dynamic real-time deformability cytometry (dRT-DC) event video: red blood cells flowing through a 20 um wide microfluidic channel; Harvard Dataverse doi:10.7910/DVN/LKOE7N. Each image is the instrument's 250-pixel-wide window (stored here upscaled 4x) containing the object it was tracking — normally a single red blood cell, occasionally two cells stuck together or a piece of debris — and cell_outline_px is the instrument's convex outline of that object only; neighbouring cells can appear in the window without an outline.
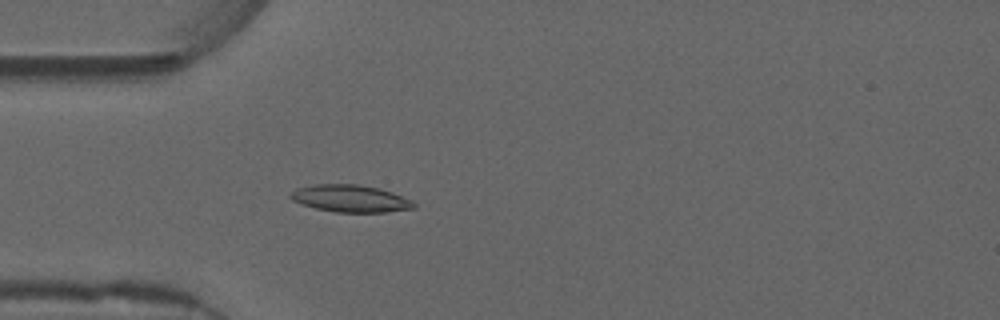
{"species": "common noctule bat (a hibernating species)", "species_latin": "Nyctalus noctula", "temperature_condition": "warm", "stored_images_in_passage": 55, "camera_frame_rate_fps": 3000, "um_per_image_px": 0.085, "animal": {"sex": "male", "forearm_length_mm": 52.5}, "frame": {"image": 1, "passage_image": 16, "time_ms": 5.0, "image_size_px": [1000, 320], "cell_outline_px": [[416, 208], [384, 212], [336, 212], [316, 208], [300, 204], [292, 200], [288, 196], [296, 188], [316, 184], [356, 184], [380, 188], [392, 192], [412, 200], [416, 204]], "centroid_in_image_um": [29.79, 16.87], "position_along_channel_um": 55.2, "area_um2": 19.59}}
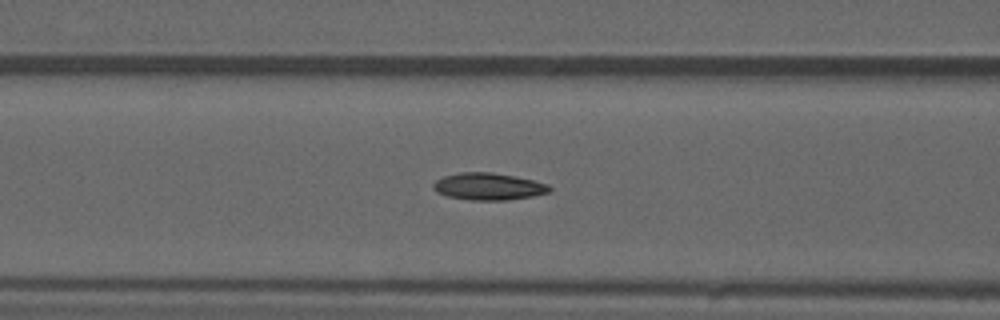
{"frame": {"image": 2, "passage_image": 22, "time_ms": 7.0, "image_size_px": [1000, 320], "cell_outline_px": [[552, 188], [548, 192], [532, 196], [508, 200], [468, 200], [448, 196], [436, 192], [432, 188], [432, 184], [436, 180], [444, 176], [460, 172], [492, 172], [532, 180], [548, 184]], "centroid_in_image_um": [41.48, 15.85], "position_along_channel_um": 125.1, "area_um2": 18.26}}
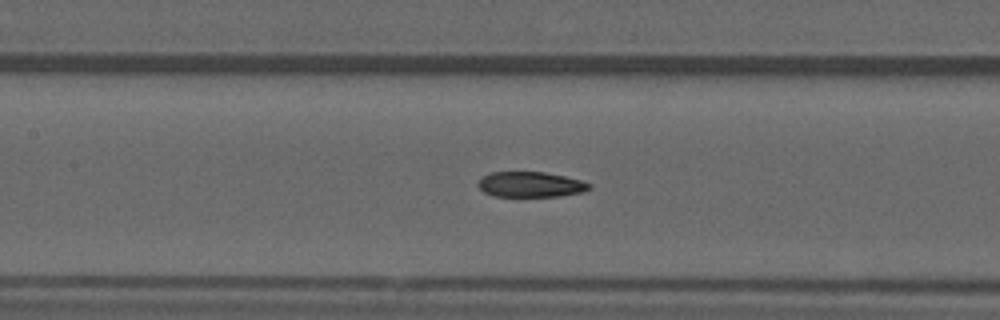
{"frame": {"image": 3, "passage_image": 25, "time_ms": 8.0, "image_size_px": [1000, 320], "cell_outline_px": [[592, 188], [584, 192], [560, 196], [492, 196], [484, 192], [476, 184], [484, 176], [492, 172], [544, 172], [564, 176], [580, 180], [592, 184]], "centroid_in_image_um": [45.13, 15.68], "position_along_channel_um": 162.3, "area_um2": 16.42}, "authors_computed_cell_mechanics": {"area_um2": 17.6868, "velocity_mm_per_s": 3.7205, "shape_relaxation_time_tau1_ms": null, "shape_relaxation_time_tau2_ms": 2.764, "deformation_change_tau1": null, "deformation_change_tau2": 0.0928}}